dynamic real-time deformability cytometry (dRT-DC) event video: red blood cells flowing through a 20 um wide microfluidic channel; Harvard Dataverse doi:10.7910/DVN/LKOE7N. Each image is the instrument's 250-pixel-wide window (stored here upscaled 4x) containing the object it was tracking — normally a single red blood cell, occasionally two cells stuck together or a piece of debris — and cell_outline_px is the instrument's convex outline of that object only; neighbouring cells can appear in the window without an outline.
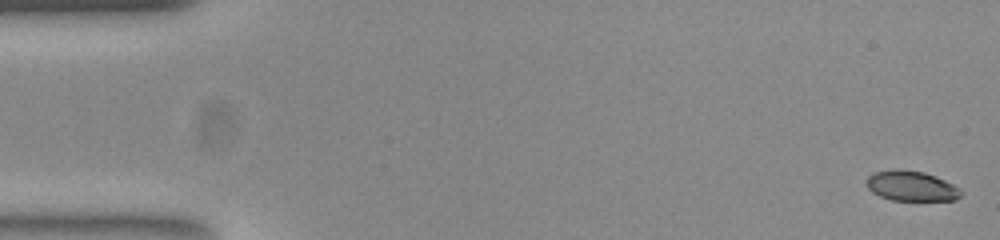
{"species": "common noctule bat (a hibernating species)", "species_latin": "Nyctalus noctula", "temperature_condition": "room temperature", "stored_images_in_passage": 52, "camera_frame_rate_fps": 3000, "um_per_image_px": 0.085, "animal": {"sex": "female", "body_mass_g": 23.0, "forearm_length_mm": 53.4}, "frame": {"image": 1, "passage_image": 1, "time_ms": 0.0, "image_size_px": [1000, 240], "cell_outline_px": [[964, 192], [956, 200], [892, 200], [880, 196], [872, 192], [868, 188], [864, 180], [872, 172], [892, 168], [896, 168], [924, 172], [936, 176], [960, 188]], "centroid_in_image_um": [77.43, 15.79], "position_along_channel_um": 7.6, "area_um2": 16.88}}
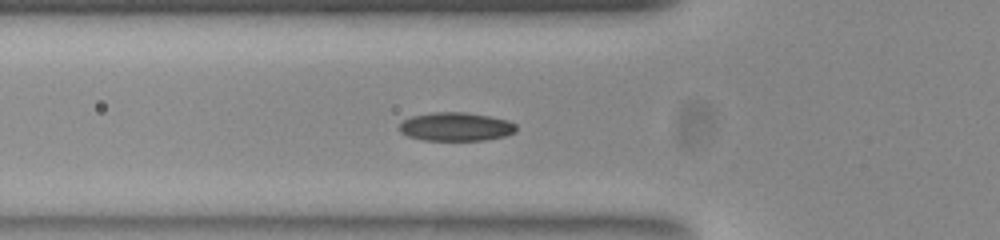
{"frame": {"image": 2, "passage_image": 18, "time_ms": 5.667, "image_size_px": [1000, 240], "cell_outline_px": [[516, 132], [504, 136], [484, 140], [424, 140], [408, 136], [400, 132], [400, 124], [404, 120], [412, 116], [432, 112], [464, 112], [488, 116], [508, 120], [516, 124]], "centroid_in_image_um": [38.76, 10.77], "position_along_channel_um": 87.0, "area_um2": 19.36}}
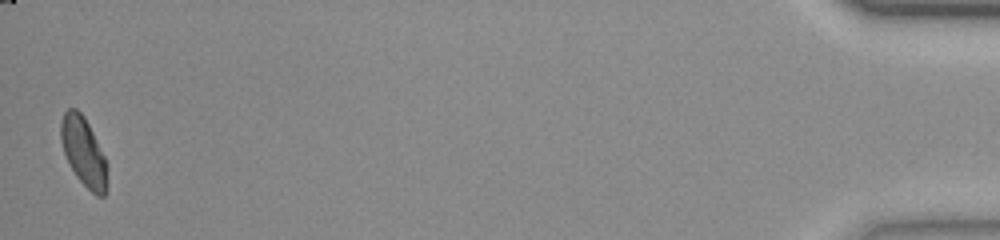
{"frame": {"image": 3, "passage_image": 52, "time_ms": 17.0, "image_size_px": [1000, 240], "cell_outline_px": [[108, 168], [104, 196], [96, 196], [76, 176], [64, 152], [60, 140], [60, 124], [64, 112], [68, 108], [76, 108], [84, 116], [108, 164]], "centroid_in_image_um": [7.1, 12.88], "position_along_channel_um": 428.1, "area_um2": 18.32}, "authors_computed_cell_mechanics": {"area_um2": 18.7561, "velocity_mm_per_s": 3.8685, "shape_relaxation_time_tau1_ms": 6.3918, "shape_relaxation_time_tau2_ms": 2.3981, "deformation_change_tau1": 0.148, "deformation_change_tau2": 0.0609}}